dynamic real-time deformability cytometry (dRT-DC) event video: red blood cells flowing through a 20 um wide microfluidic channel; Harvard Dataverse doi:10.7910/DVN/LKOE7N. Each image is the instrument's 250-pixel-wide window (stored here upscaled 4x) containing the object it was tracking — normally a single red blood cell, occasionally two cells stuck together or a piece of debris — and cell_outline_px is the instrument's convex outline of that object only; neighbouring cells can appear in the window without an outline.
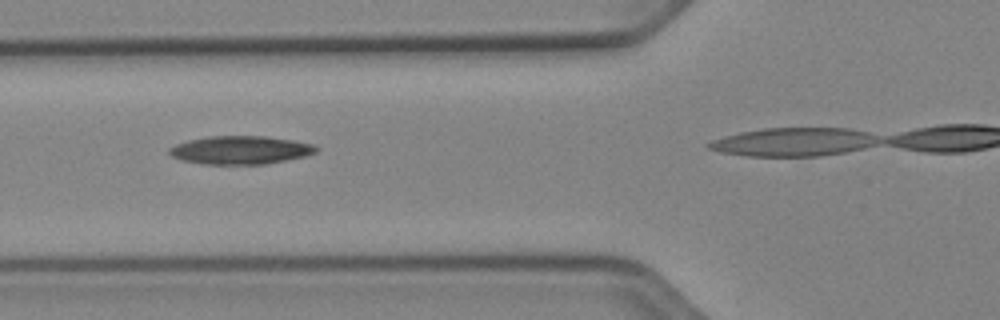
{"species": "Egyptian fruit bat (a non-hibernating species)", "species_latin": "Rousettus aegyptiacus", "temperature_condition": "cold", "stored_images_in_passage": 36, "camera_frame_rate_fps": 3000, "um_per_image_px": 0.085, "animal": {"sex": "female"}, "frame": {"image": 1, "passage_image": 14, "time_ms": 4.333, "image_size_px": [1000, 320], "cell_outline_px": [[316, 152], [304, 156], [264, 164], [200, 164], [184, 160], [172, 156], [168, 152], [168, 148], [176, 144], [188, 140], [208, 136], [264, 136], [292, 140], [312, 144], [316, 148]], "centroid_in_image_um": [20.38, 12.75], "position_along_channel_um": 105.4, "area_um2": 23.93}}
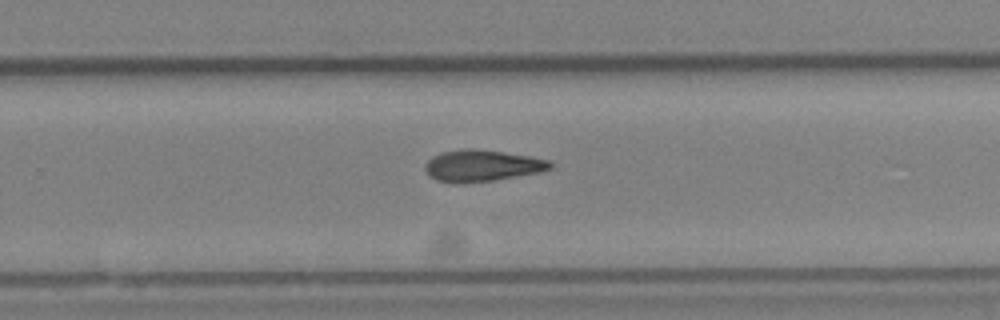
{"frame": {"image": 2, "passage_image": 28, "time_ms": 9.0, "image_size_px": [1000, 320], "cell_outline_px": [[552, 168], [540, 172], [492, 180], [436, 180], [428, 176], [424, 168], [424, 164], [432, 156], [440, 152], [464, 148], [476, 148], [504, 152], [528, 156], [548, 160], [552, 164]], "centroid_in_image_um": [40.96, 14.03], "position_along_channel_um": 288.8, "area_um2": 22.31}}
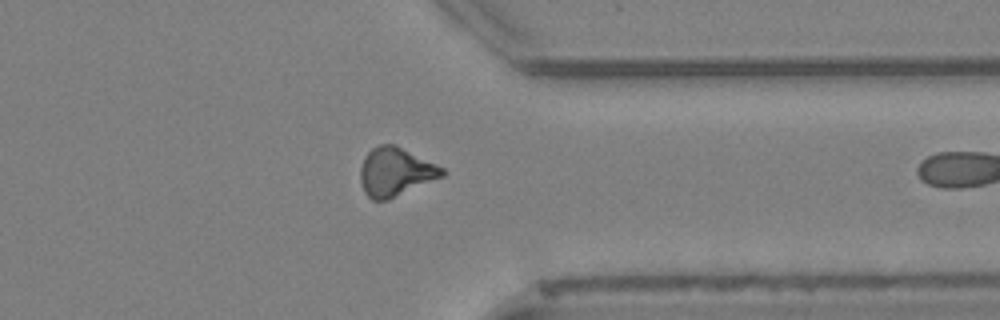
{"frame": {"image": 3, "passage_image": 35, "time_ms": 11.333, "image_size_px": [1000, 320], "cell_outline_px": [[444, 176], [388, 200], [372, 200], [364, 192], [360, 180], [360, 168], [364, 156], [372, 148], [380, 144], [396, 144], [444, 168]], "centroid_in_image_um": [33.6, 14.6], "position_along_channel_um": 377.8, "area_um2": 23.24}}